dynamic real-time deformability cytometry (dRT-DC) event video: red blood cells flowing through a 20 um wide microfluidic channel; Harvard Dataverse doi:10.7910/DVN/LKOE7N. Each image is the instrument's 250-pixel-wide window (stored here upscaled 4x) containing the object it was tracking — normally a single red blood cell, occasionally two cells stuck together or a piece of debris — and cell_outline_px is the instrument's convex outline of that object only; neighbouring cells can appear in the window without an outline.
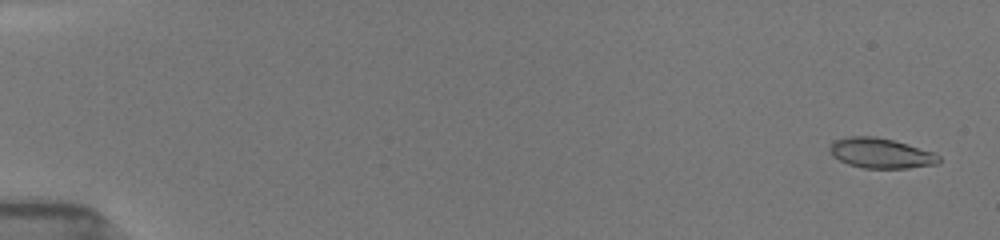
{"species": "common noctule bat (a hibernating species)", "species_latin": "Nyctalus noctula", "temperature_condition": "room temperature", "stored_images_in_passage": 44, "camera_frame_rate_fps": 3000, "um_per_image_px": 0.085, "animal": {"sex": "female", "body_mass_g": 19.5, "forearm_length_mm": 54.1}, "frame": {"image": 1, "passage_image": 3, "time_ms": 0.333, "image_size_px": [1000, 240], "cell_outline_px": [[940, 160], [936, 164], [908, 168], [864, 168], [848, 164], [832, 156], [828, 148], [832, 140], [848, 136], [876, 136], [892, 140], [932, 152], [940, 156]], "centroid_in_image_um": [74.8, 13.01], "position_along_channel_um": 10.2, "area_um2": 19.07}}
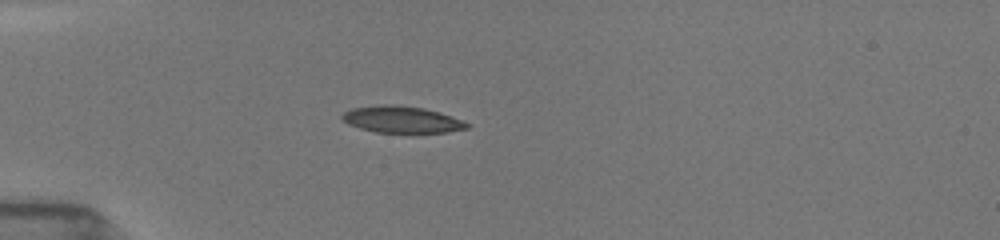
{"frame": {"image": 2, "passage_image": 33, "time_ms": 5.0, "image_size_px": [1000, 240], "cell_outline_px": [[468, 128], [448, 132], [376, 132], [360, 128], [348, 124], [340, 116], [344, 112], [352, 108], [384, 104], [392, 104], [424, 108], [460, 120], [468, 124]], "centroid_in_image_um": [34.08, 10.15], "position_along_channel_um": 50.9, "area_um2": 18.96}}
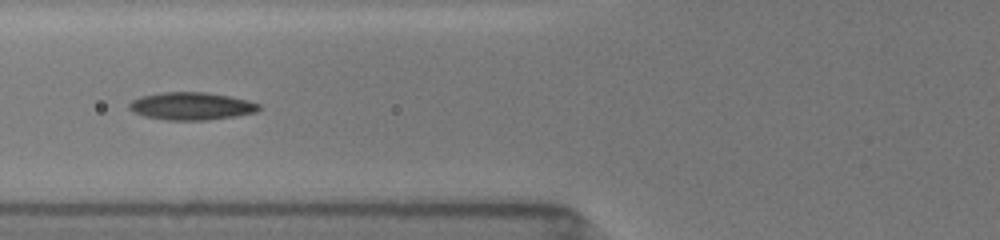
{"frame": {"image": 3, "passage_image": 43, "time_ms": 7.0, "image_size_px": [1000, 240], "cell_outline_px": [[260, 108], [256, 112], [236, 116], [208, 120], [168, 120], [144, 116], [132, 112], [128, 108], [128, 104], [132, 100], [140, 96], [160, 92], [208, 92], [248, 100], [260, 104]], "centroid_in_image_um": [16.24, 9.01], "position_along_channel_um": 109.6, "area_um2": 21.04}}